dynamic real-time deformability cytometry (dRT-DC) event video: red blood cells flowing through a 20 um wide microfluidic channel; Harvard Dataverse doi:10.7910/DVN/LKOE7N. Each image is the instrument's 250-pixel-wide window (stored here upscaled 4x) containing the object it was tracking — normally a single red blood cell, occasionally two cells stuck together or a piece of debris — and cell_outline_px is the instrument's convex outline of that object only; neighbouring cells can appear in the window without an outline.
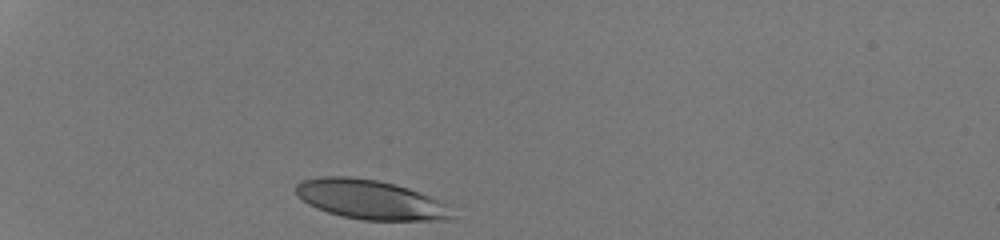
{"species": "human", "species_latin": "Homo sapiens", "temperature_condition": "room temperature", "stored_images_in_passage": 29, "camera_frame_rate_fps": 3000, "um_per_image_px": 0.085, "donor": {"sex": "male"}, "frame": {"image": 1, "passage_image": 1, "time_ms": 0.0, "image_size_px": [1000, 240], "cell_outline_px": [[456, 216], [448, 220], [360, 220], [328, 212], [316, 208], [308, 204], [296, 196], [296, 184], [304, 180], [320, 176], [348, 176], [376, 180], [408, 188], [452, 204]], "centroid_in_image_um": [31.55, 16.98], "position_along_channel_um": 53.4, "area_um2": 36.24}}
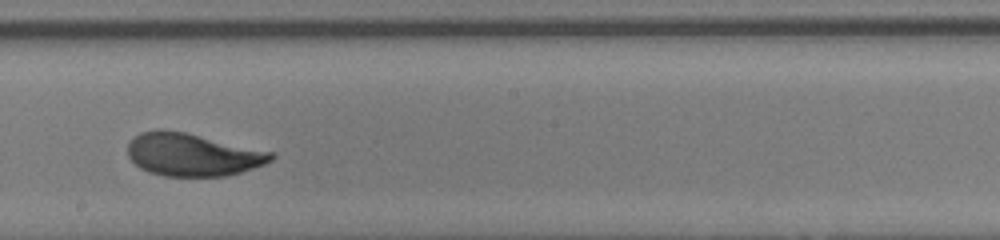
{"frame": {"image": 2, "passage_image": 17, "time_ms": 5.333, "image_size_px": [1000, 240], "cell_outline_px": [[276, 156], [272, 160], [264, 164], [240, 172], [224, 176], [164, 176], [148, 172], [140, 168], [128, 156], [128, 140], [140, 132], [160, 128], [184, 132], [276, 152]], "centroid_in_image_um": [16.35, 13.13], "position_along_channel_um": 231.8, "area_um2": 35.95}}
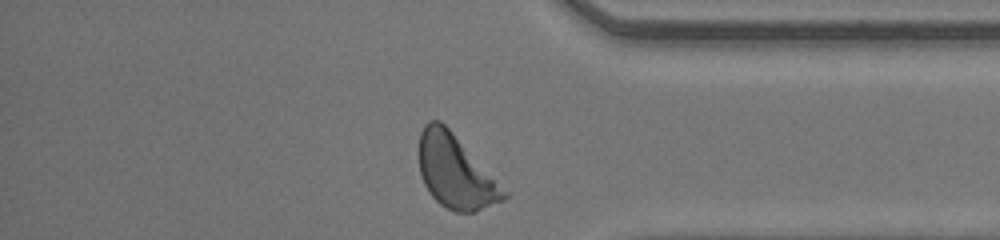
{"frame": {"image": 3, "passage_image": 29, "time_ms": 9.333, "image_size_px": [1000, 240], "cell_outline_px": [[508, 196], [504, 200], [472, 212], [456, 212], [440, 204], [428, 192], [424, 184], [420, 172], [420, 132], [424, 124], [428, 120], [440, 120], [448, 128], [508, 192]], "centroid_in_image_um": [38.7, 14.6], "position_along_channel_um": 396.5, "area_um2": 35.49}, "authors_computed_cell_mechanics": {"area_um2": 36.125, "velocity_mm_per_s": 4.2409, "shape_relaxation_time_tau1_ms": 3.2633, "shape_relaxation_time_tau2_ms": null, "deformation_change_tau1": 0.1762, "deformation_change_tau2": null}}